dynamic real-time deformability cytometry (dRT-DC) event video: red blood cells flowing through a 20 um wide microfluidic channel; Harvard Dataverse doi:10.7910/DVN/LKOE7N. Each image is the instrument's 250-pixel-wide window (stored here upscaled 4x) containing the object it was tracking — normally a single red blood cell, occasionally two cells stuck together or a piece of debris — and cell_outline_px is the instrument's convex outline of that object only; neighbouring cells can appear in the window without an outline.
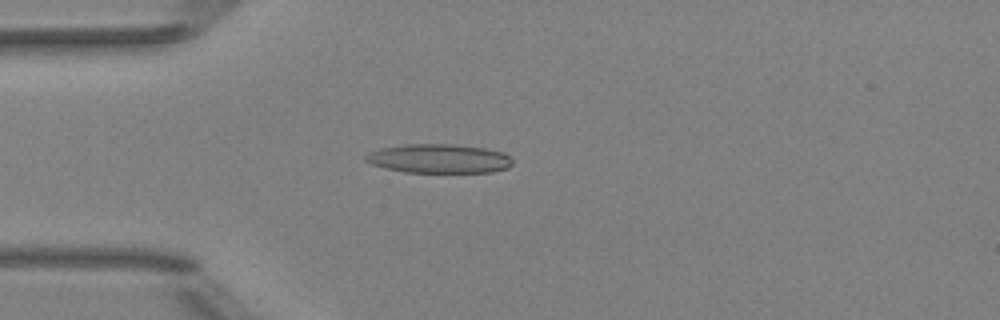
{"species": "Egyptian fruit bat (a non-hibernating species)", "species_latin": "Rousettus aegyptiacus", "temperature_condition": "room temperature", "stored_images_in_passage": 50, "camera_frame_rate_fps": 3000, "um_per_image_px": 0.085, "animal": {"sex": "female"}, "frame": {"image": 1, "passage_image": 13, "time_ms": 4.0, "image_size_px": [1000, 320], "cell_outline_px": [[512, 164], [508, 168], [492, 172], [404, 172], [384, 168], [372, 164], [364, 160], [364, 156], [380, 148], [404, 144], [452, 144], [484, 148], [504, 152], [512, 160]], "centroid_in_image_um": [37.31, 13.48], "position_along_channel_um": 47.7, "area_um2": 24.85}}
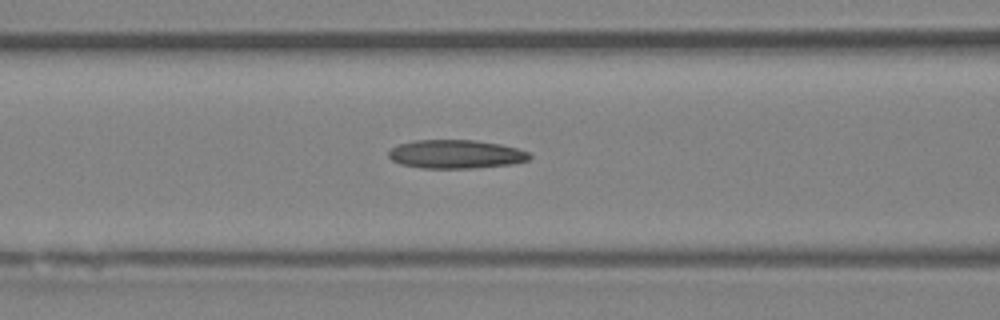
{"frame": {"image": 2, "passage_image": 20, "time_ms": 6.333, "image_size_px": [1000, 320], "cell_outline_px": [[532, 156], [528, 160], [512, 164], [472, 168], [420, 168], [400, 164], [392, 160], [388, 156], [388, 152], [392, 148], [400, 144], [416, 140], [476, 140], [500, 144], [516, 148], [528, 152]], "centroid_in_image_um": [38.74, 13.11], "position_along_channel_um": 127.9, "area_um2": 23.47}}
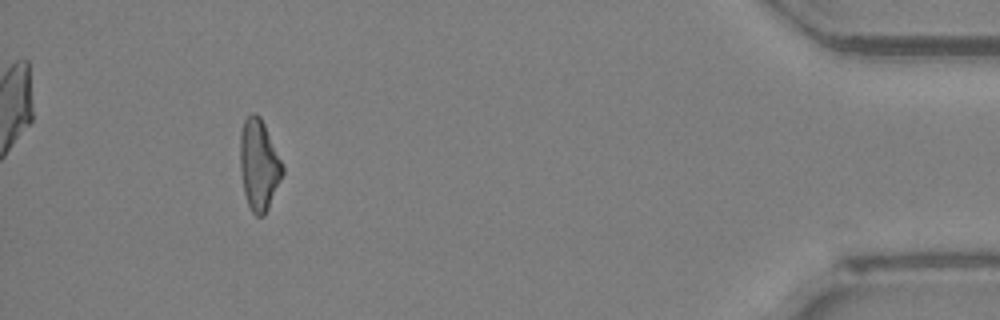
{"frame": {"image": 3, "passage_image": 46, "time_ms": 15.0, "image_size_px": [1000, 320], "cell_outline_px": [[284, 172], [268, 208], [264, 216], [256, 216], [252, 212], [248, 204], [244, 192], [240, 168], [240, 132], [244, 120], [252, 112], [256, 112], [260, 116], [264, 124], [284, 168]], "centroid_in_image_um": [21.99, 14.0], "position_along_channel_um": 413.2, "area_um2": 22.25}, "authors_computed_cell_mechanics": {"area_um2": 23.0911, "velocity_mm_per_s": 4.0457, "shape_relaxation_time_tau1_ms": null, "shape_relaxation_time_tau2_ms": 9.7336, "deformation_change_tau1": null, "deformation_change_tau2": 0.2713}}